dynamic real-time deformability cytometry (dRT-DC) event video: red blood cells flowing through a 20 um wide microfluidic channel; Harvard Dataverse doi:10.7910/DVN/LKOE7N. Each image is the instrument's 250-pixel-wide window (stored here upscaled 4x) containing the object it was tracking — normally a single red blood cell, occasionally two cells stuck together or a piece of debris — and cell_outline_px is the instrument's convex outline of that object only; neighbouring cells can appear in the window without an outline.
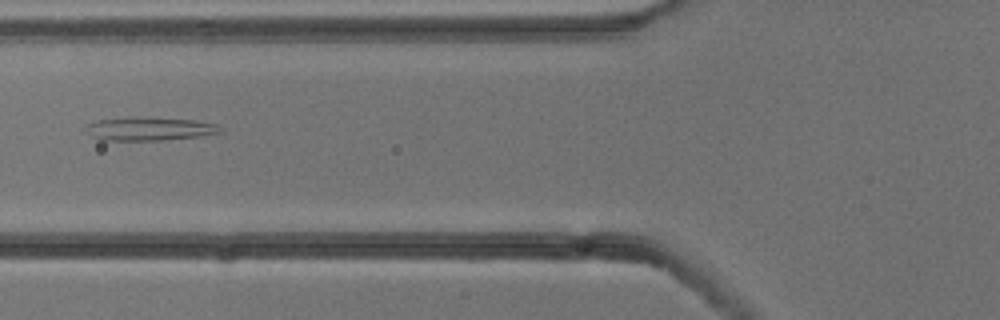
{"species": "common noctule bat (a hibernating species)", "species_latin": "Nyctalus noctula", "temperature_condition": "cold", "stored_images_in_passage": 7, "camera_frame_rate_fps": 3000, "um_per_image_px": 0.085, "animal": {"sex": "male", "body_mass_g": 13.3}, "frame": {"image": 1, "passage_image": 6, "time_ms": 1.667, "image_size_px": [1000, 320], "cell_outline_px": [[224, 128], [220, 132], [200, 136], [164, 140], [100, 140], [92, 136], [88, 124], [96, 120], [124, 116], [136, 116], [196, 120], [220, 124]], "centroid_in_image_um": [12.77, 10.92], "position_along_channel_um": 113.0, "area_um2": 18.55}}
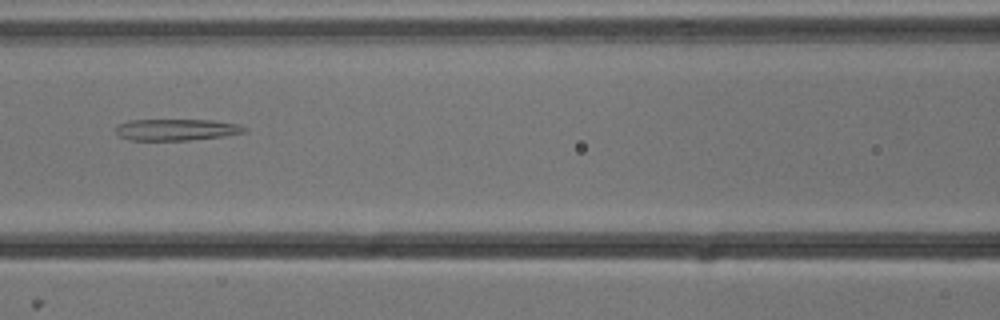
{"frame": {"image": 2, "passage_image": 7, "time_ms": 2.0, "image_size_px": [1000, 320], "cell_outline_px": [[248, 132], [224, 136], [188, 140], [132, 140], [120, 136], [116, 132], [116, 128], [120, 124], [128, 120], [212, 120], [240, 124], [248, 128]], "centroid_in_image_um": [15.07, 11.02], "position_along_channel_um": 151.5, "area_um2": 16.13}}